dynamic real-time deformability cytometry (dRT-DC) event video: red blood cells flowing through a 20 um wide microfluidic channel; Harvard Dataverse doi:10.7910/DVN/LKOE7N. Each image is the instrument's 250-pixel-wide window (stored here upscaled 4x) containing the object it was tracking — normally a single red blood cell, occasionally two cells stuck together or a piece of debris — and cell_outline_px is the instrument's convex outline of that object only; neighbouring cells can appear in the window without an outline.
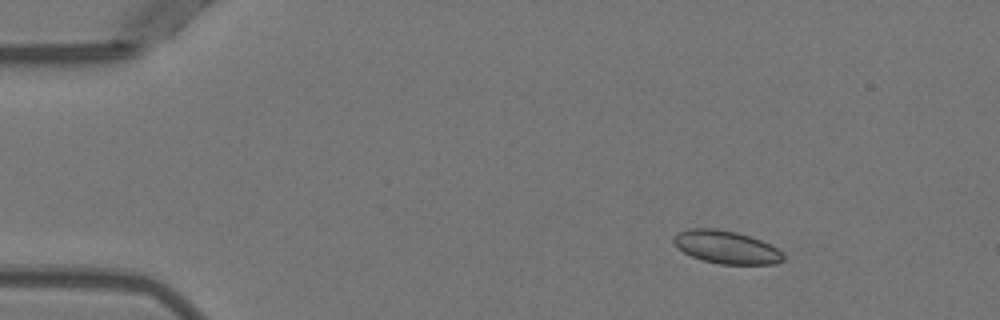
{"species": "Egyptian fruit bat (a non-hibernating species)", "species_latin": "Rousettus aegyptiacus", "temperature_condition": "warm", "stored_images_in_passage": 51, "camera_frame_rate_fps": 3000, "um_per_image_px": 0.085, "animal": {"sex": "female"}, "frame": {"image": 1, "passage_image": 7, "time_ms": 2.0, "image_size_px": [1000, 320], "cell_outline_px": [[784, 260], [776, 264], [720, 264], [704, 260], [692, 256], [684, 252], [672, 240], [680, 232], [692, 228], [716, 228], [736, 232], [760, 240], [776, 248], [784, 256]], "centroid_in_image_um": [61.76, 21.01], "position_along_channel_um": 23.2, "area_um2": 20.58}}
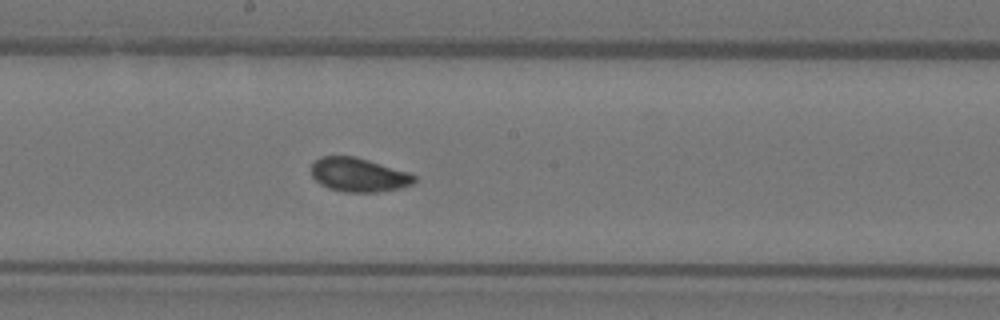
{"frame": {"image": 2, "passage_image": 28, "time_ms": 9.0, "image_size_px": [1000, 320], "cell_outline_px": [[416, 180], [412, 184], [400, 188], [376, 192], [344, 192], [328, 188], [320, 184], [312, 176], [312, 164], [320, 156], [356, 156], [408, 172], [416, 176]], "centroid_in_image_um": [30.48, 14.86], "position_along_channel_um": 217.7, "area_um2": 20.35}}
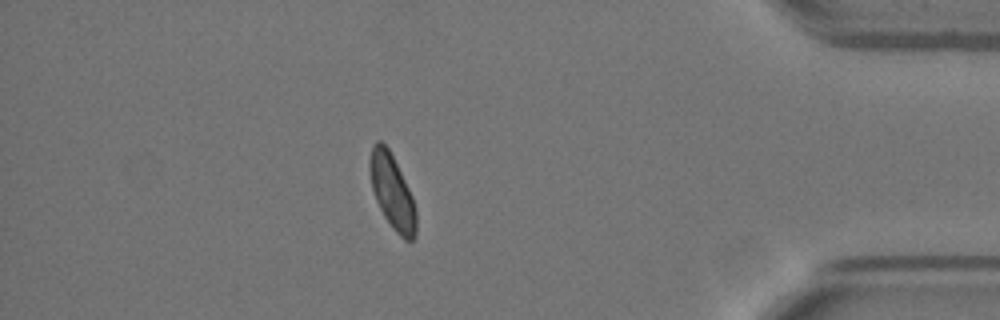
{"frame": {"image": 3, "passage_image": 45, "time_ms": 14.667, "image_size_px": [1000, 320], "cell_outline_px": [[416, 236], [412, 240], [404, 240], [396, 232], [384, 216], [376, 200], [372, 188], [368, 168], [368, 160], [372, 144], [376, 140], [380, 140], [388, 148], [412, 196], [416, 208]], "centroid_in_image_um": [33.31, 16.29], "position_along_channel_um": 401.9, "area_um2": 20.06}, "authors_computed_cell_mechanics": {"area_um2": 20.5768, "velocity_mm_per_s": 3.9475, "shape_relaxation_time_tau1_ms": 3.2682, "shape_relaxation_time_tau2_ms": 1.1569, "deformation_change_tau1": 0.0985, "deformation_change_tau2": 0.04}}